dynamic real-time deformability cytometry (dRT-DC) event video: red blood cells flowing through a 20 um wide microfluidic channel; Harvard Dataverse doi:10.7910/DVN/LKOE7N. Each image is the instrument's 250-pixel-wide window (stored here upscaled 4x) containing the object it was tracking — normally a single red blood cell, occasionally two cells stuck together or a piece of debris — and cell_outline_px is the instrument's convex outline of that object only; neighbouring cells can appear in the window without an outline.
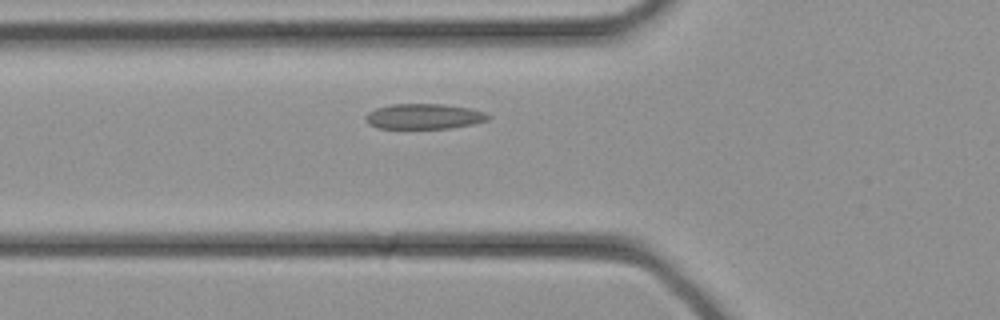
{"species": "common noctule bat (a hibernating species)", "species_latin": "Nyctalus noctula", "temperature_condition": "cold", "stored_images_in_passage": 29, "camera_frame_rate_fps": 3000, "um_per_image_px": 0.085, "animal": {"sex": "female", "body_mass_g": 21.9}, "frame": {"image": 1, "passage_image": 7, "time_ms": 2.0, "image_size_px": [1000, 320], "cell_outline_px": [[492, 116], [488, 120], [472, 124], [452, 128], [376, 128], [368, 124], [364, 120], [364, 116], [368, 112], [376, 108], [392, 104], [444, 104], [472, 108], [484, 112]], "centroid_in_image_um": [36.03, 9.89], "position_along_channel_um": 89.8, "area_um2": 18.26}}
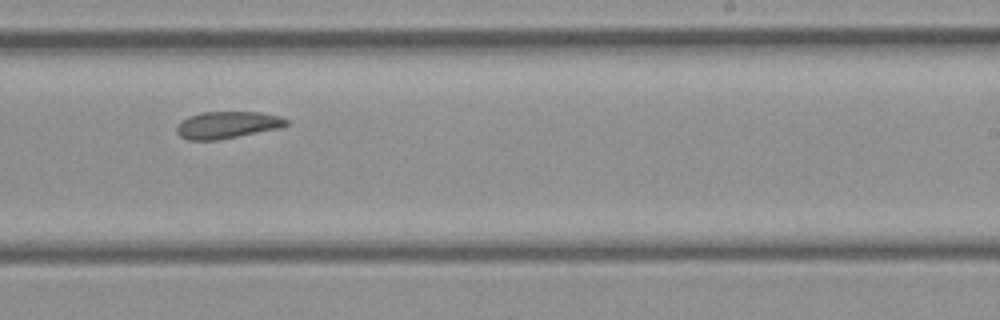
{"frame": {"image": 2, "passage_image": 16, "time_ms": 5.0, "image_size_px": [1000, 320], "cell_outline_px": [[288, 124], [280, 128], [220, 140], [188, 140], [180, 136], [176, 132], [176, 128], [188, 116], [204, 112], [260, 112], [280, 116], [288, 120]], "centroid_in_image_um": [19.34, 10.62], "position_along_channel_um": 269.7, "area_um2": 17.22}}
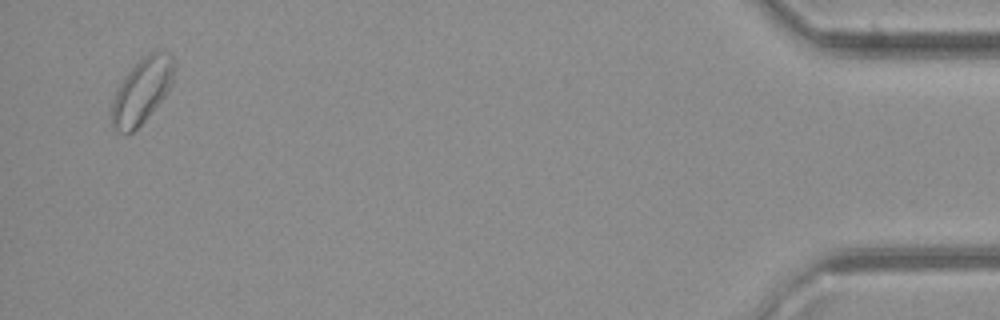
{"frame": {"image": 3, "passage_image": 28, "time_ms": 9.0, "image_size_px": [1000, 320], "cell_outline_px": [[176, 64], [172, 84], [168, 92], [144, 120], [132, 132], [120, 132], [112, 128], [112, 104], [116, 92], [124, 76], [148, 52], [156, 48], [172, 56], [176, 60]], "centroid_in_image_um": [12.11, 7.65], "position_along_channel_um": 423.1, "area_um2": 23.58}}